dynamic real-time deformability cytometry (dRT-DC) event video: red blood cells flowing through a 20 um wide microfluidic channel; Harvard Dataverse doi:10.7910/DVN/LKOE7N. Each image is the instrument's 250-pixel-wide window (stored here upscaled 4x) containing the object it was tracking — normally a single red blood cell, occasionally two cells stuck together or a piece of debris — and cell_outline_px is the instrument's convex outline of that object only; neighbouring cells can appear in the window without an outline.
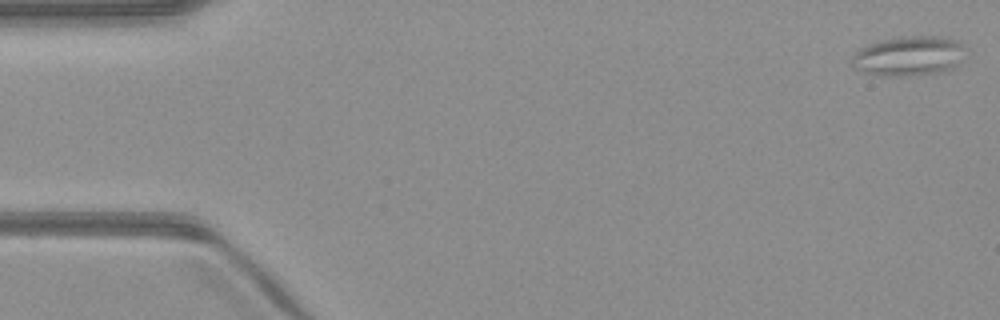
{"species": "common noctule bat (a hibernating species)", "species_latin": "Nyctalus noctula", "temperature_condition": "warm", "stored_images_in_passage": 8, "camera_frame_rate_fps": 3000, "um_per_image_px": 0.085, "animal": {"sex": "male", "body_mass_g": 23.1, "forearm_length_mm": 52.7}, "frame": {"image": 1, "passage_image": 1, "time_ms": 0.0, "image_size_px": [1000, 320], "cell_outline_px": [[968, 48], [956, 64], [952, 68], [944, 72], [908, 76], [876, 76], [852, 68], [852, 56], [860, 48], [868, 44], [880, 40], [900, 36], [948, 36], [960, 40]], "centroid_in_image_um": [77.27, 4.75], "position_along_channel_um": 7.7, "area_um2": 26.99}}